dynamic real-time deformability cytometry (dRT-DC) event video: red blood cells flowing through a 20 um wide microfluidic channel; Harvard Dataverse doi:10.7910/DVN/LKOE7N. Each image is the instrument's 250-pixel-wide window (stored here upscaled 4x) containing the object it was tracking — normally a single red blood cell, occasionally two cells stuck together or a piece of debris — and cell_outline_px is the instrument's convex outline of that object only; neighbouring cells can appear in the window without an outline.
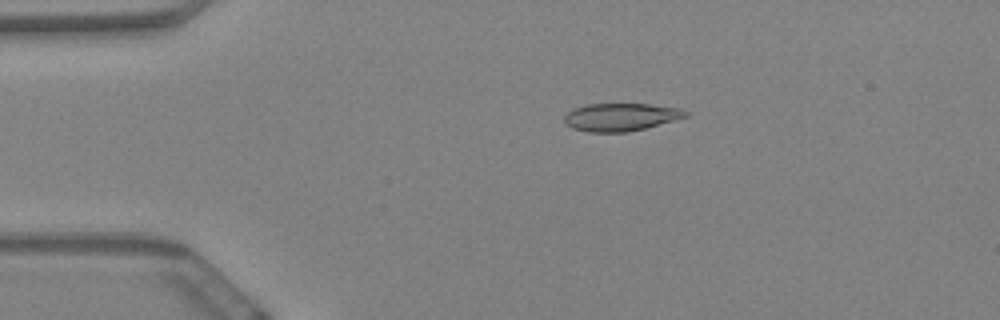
{"species": "Egyptian fruit bat (a non-hibernating species)", "species_latin": "Rousettus aegyptiacus", "temperature_condition": "warm", "stored_images_in_passage": 50, "camera_frame_rate_fps": 3000, "um_per_image_px": 0.085, "animal": {"sex": "female"}, "frame": {"image": 1, "passage_image": 2, "time_ms": 0.333, "image_size_px": [1000, 320], "cell_outline_px": [[688, 116], [644, 128], [628, 132], [588, 132], [572, 128], [564, 124], [564, 116], [568, 112], [576, 108], [588, 104], [648, 104], [680, 108], [688, 112]], "centroid_in_image_um": [52.74, 9.95], "position_along_channel_um": 32.3, "area_um2": 19.48}}
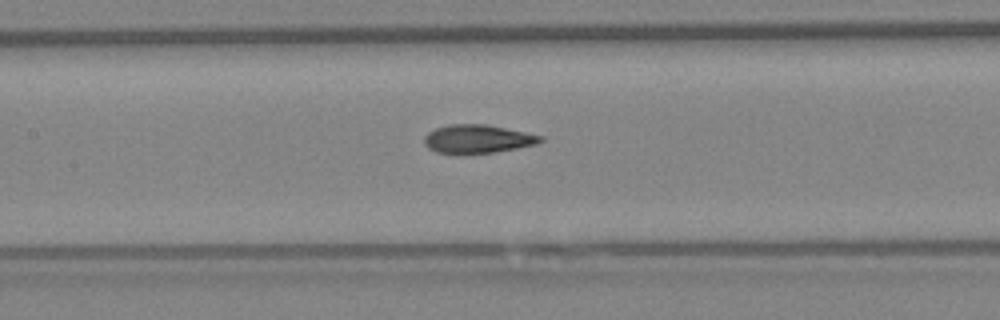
{"frame": {"image": 2, "passage_image": 18, "time_ms": 5.667, "image_size_px": [1000, 320], "cell_outline_px": [[544, 140], [536, 144], [516, 148], [492, 152], [436, 152], [428, 148], [424, 144], [424, 136], [428, 132], [436, 128], [448, 124], [488, 124], [544, 136]], "centroid_in_image_um": [40.6, 11.78], "position_along_channel_um": 166.8, "area_um2": 18.96}}
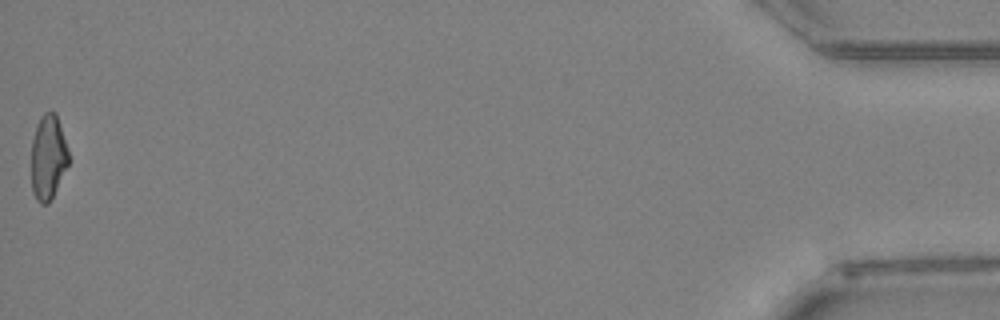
{"frame": {"image": 3, "passage_image": 50, "time_ms": 16.333, "image_size_px": [1000, 320], "cell_outline_px": [[68, 164], [48, 204], [40, 204], [36, 200], [32, 192], [32, 140], [36, 124], [40, 116], [44, 112], [56, 112], [68, 148]], "centroid_in_image_um": [4.08, 13.33], "position_along_channel_um": 431.1, "area_um2": 18.32}, "authors_computed_cell_mechanics": {"area_um2": 19.3052, "velocity_mm_per_s": 3.4147, "shape_relaxation_time_tau1_ms": null, "shape_relaxation_time_tau2_ms": 1.8408, "deformation_change_tau1": null, "deformation_change_tau2": 0.0903}}